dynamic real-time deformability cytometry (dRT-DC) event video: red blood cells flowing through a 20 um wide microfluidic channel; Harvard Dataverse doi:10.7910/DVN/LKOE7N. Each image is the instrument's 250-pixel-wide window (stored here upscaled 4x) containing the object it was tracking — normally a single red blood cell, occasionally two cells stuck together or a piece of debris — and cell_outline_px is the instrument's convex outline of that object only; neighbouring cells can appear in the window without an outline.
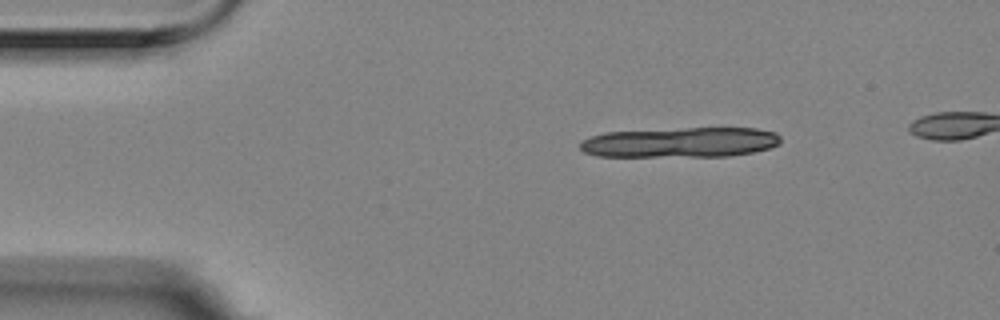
{"species": "Egyptian fruit bat (a non-hibernating species)", "species_latin": "Rousettus aegyptiacus", "temperature_condition": "room temperature", "stored_images_in_passage": 4, "camera_frame_rate_fps": 3000, "um_per_image_px": 0.085, "animal": {"sex": "female"}, "frame": {"image": 1, "passage_image": 1, "time_ms": 0.0, "image_size_px": [1000, 320], "cell_outline_px": [[780, 144], [768, 148], [752, 152], [728, 156], [596, 156], [584, 152], [580, 148], [580, 140], [604, 132], [688, 128], [756, 128], [776, 132], [780, 136]], "centroid_in_image_um": [57.83, 12.1], "position_along_channel_um": 27.2, "area_um2": 35.14}}